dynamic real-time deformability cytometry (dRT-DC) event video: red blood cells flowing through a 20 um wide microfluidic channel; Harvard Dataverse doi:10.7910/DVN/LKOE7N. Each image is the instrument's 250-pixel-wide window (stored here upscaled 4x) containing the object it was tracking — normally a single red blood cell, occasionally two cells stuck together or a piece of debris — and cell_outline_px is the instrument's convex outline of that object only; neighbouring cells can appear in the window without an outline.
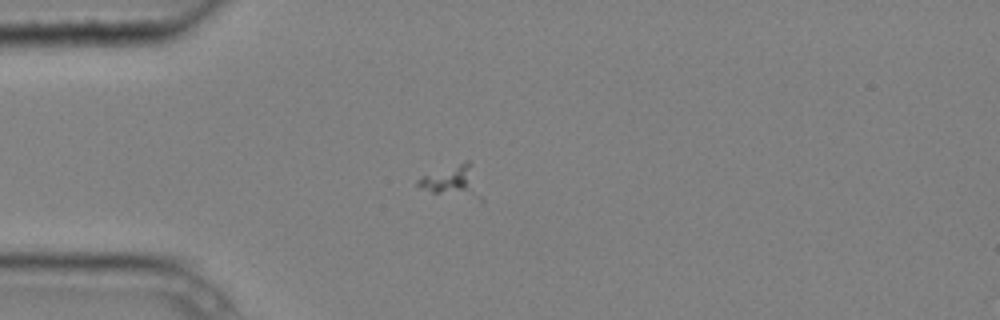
{"species": "common noctule bat (a hibernating species)", "species_latin": "Nyctalus noctula", "temperature_condition": "cold", "stored_images_in_passage": 4, "camera_frame_rate_fps": 3000, "um_per_image_px": 0.085, "animal": {"sex": "male", "body_mass_g": 20.4}, "frame": {"image": 1, "passage_image": 4, "time_ms": 1.0, "image_size_px": [1000, 320], "cell_outline_px": [[484, 204], [432, 192], [420, 188], [416, 184], [416, 180], [424, 176], [468, 160], [484, 200]], "centroid_in_image_um": [38.55, 15.55], "position_along_channel_um": 46.4, "area_um2": 11.73}}